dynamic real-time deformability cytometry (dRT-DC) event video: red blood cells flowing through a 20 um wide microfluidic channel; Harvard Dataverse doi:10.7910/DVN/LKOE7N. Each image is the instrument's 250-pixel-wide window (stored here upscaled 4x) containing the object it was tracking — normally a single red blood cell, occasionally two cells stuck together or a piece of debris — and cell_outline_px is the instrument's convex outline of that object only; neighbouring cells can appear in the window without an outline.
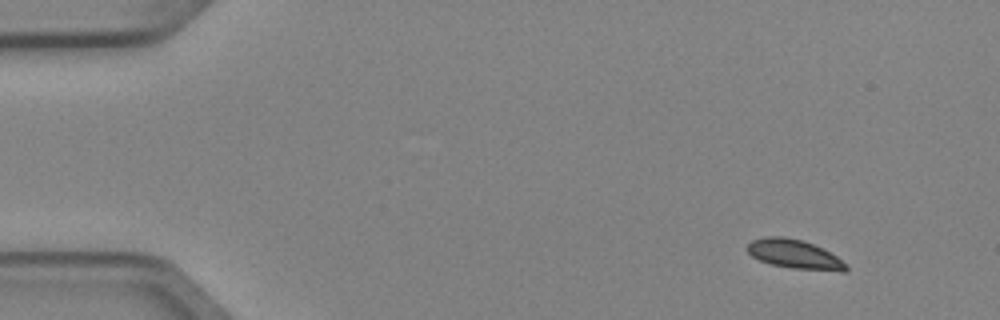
{"species": "Egyptian fruit bat (a non-hibernating species)", "species_latin": "Rousettus aegyptiacus", "temperature_condition": "cold", "stored_images_in_passage": 7, "camera_frame_rate_fps": 3000, "um_per_image_px": 0.085, "animal": {"sex": "female"}, "frame": {"image": 1, "passage_image": 1, "time_ms": 0.0, "image_size_px": [1000, 320], "cell_outline_px": [[848, 268], [844, 272], [840, 272], [792, 268], [772, 264], [760, 260], [752, 256], [744, 248], [752, 240], [764, 236], [784, 236], [804, 240], [836, 256], [848, 264]], "centroid_in_image_um": [67.52, 21.6], "position_along_channel_um": 17.5, "area_um2": 16.82}}
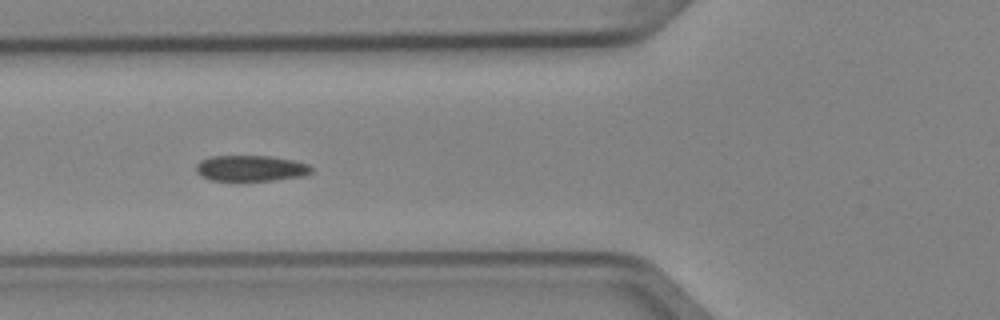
{"frame": {"image": 2, "passage_image": 5, "time_ms": 1.333, "image_size_px": [1000, 320], "cell_outline_px": [[312, 172], [304, 176], [276, 180], [212, 180], [200, 176], [196, 172], [196, 164], [200, 160], [212, 156], [268, 156], [292, 160], [308, 164], [312, 168]], "centroid_in_image_um": [21.31, 14.3], "position_along_channel_um": 104.5, "area_um2": 17.34}}
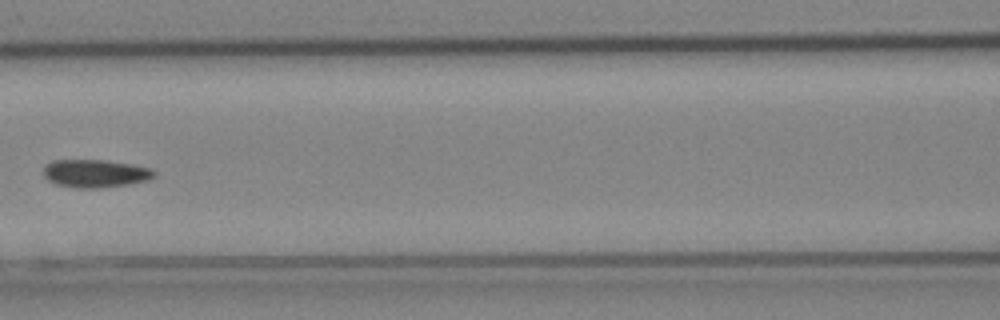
{"frame": {"image": 3, "passage_image": 6, "time_ms": 1.667, "image_size_px": [1000, 320], "cell_outline_px": [[156, 176], [148, 180], [128, 184], [96, 188], [76, 188], [56, 184], [48, 180], [44, 176], [44, 164], [52, 160], [108, 160], [132, 164], [152, 168], [156, 172]], "centroid_in_image_um": [8.11, 14.73], "position_along_channel_um": 158.5, "area_um2": 18.21}}